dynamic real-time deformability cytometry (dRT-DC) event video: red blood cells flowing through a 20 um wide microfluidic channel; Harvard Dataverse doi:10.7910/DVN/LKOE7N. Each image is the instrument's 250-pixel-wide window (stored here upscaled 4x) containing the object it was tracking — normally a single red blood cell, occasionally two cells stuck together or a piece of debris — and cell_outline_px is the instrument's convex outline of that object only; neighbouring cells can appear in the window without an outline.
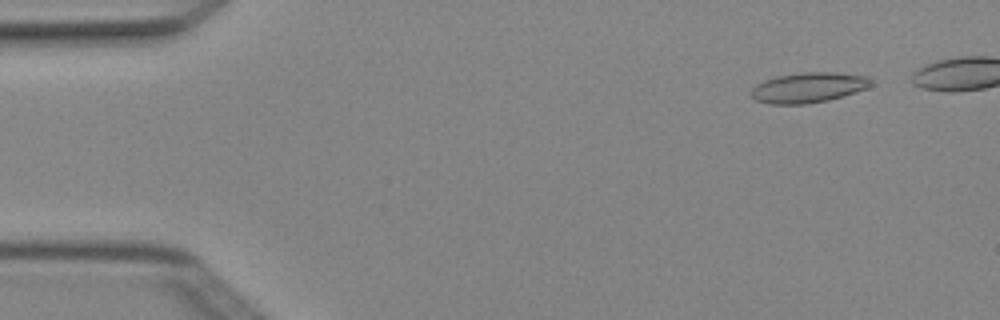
{"species": "Egyptian fruit bat (a non-hibernating species)", "species_latin": "Rousettus aegyptiacus", "temperature_condition": "cold", "stored_images_in_passage": 5, "camera_frame_rate_fps": 3000, "um_per_image_px": 0.085, "animal": {"sex": "female"}, "frame": {"image": 1, "passage_image": 1, "time_ms": 0.0, "image_size_px": [1000, 320], "cell_outline_px": [[876, 80], [872, 84], [856, 92], [828, 100], [808, 104], [768, 104], [756, 100], [752, 96], [752, 88], [756, 84], [764, 80], [776, 76], [800, 72], [832, 72], [868, 76]], "centroid_in_image_um": [68.72, 7.43], "position_along_channel_um": 16.3, "area_um2": 21.21}}